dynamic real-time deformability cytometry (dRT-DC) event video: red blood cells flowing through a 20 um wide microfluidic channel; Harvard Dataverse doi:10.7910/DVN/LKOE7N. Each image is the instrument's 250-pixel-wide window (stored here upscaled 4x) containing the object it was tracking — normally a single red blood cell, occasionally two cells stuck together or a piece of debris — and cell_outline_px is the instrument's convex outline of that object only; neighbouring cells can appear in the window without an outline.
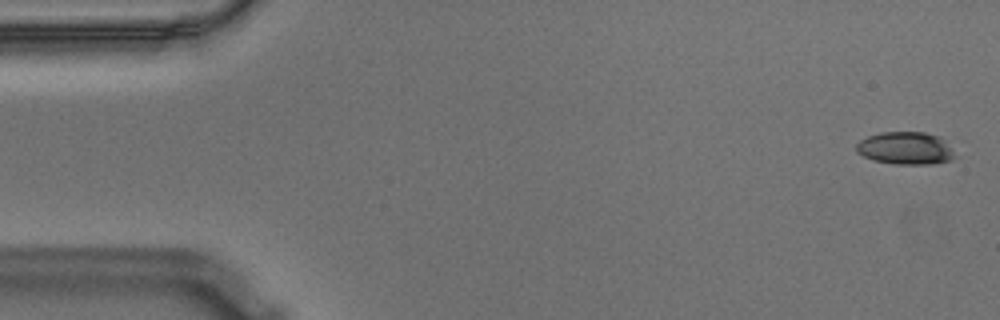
{"species": "Egyptian fruit bat (a non-hibernating species)", "species_latin": "Rousettus aegyptiacus", "temperature_condition": "warm", "stored_images_in_passage": 30, "camera_frame_rate_fps": 3000, "um_per_image_px": 0.085, "animal": {"sex": "male"}, "frame": {"image": 1, "passage_image": 2, "time_ms": 0.333, "image_size_px": [1000, 320], "cell_outline_px": [[960, 156], [952, 160], [932, 164], [892, 164], [872, 160], [856, 152], [856, 144], [860, 140], [868, 136], [880, 132], [924, 132], [940, 136], [956, 144]], "centroid_in_image_um": [77.13, 12.6], "position_along_channel_um": 7.9, "area_um2": 19.71}}
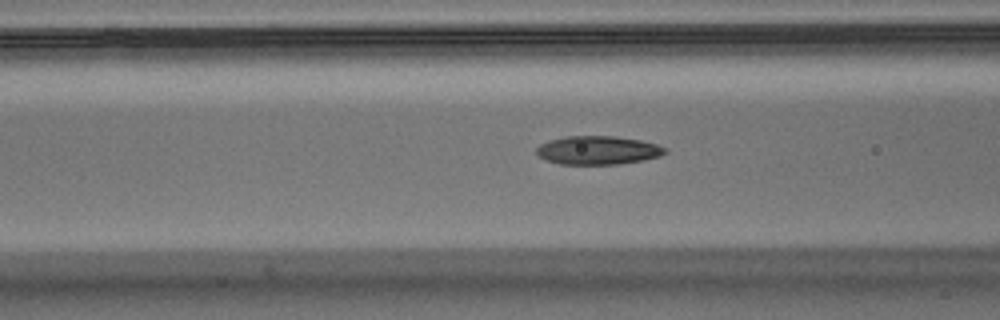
{"frame": {"image": 2, "passage_image": 22, "time_ms": 7.0, "image_size_px": [1000, 320], "cell_outline_px": [[668, 152], [660, 156], [644, 160], [620, 164], [560, 164], [544, 160], [536, 152], [536, 148], [540, 144], [548, 140], [564, 136], [616, 136], [640, 140], [656, 144], [668, 148]], "centroid_in_image_um": [50.83, 12.77], "position_along_channel_um": 115.8, "area_um2": 21.62}}
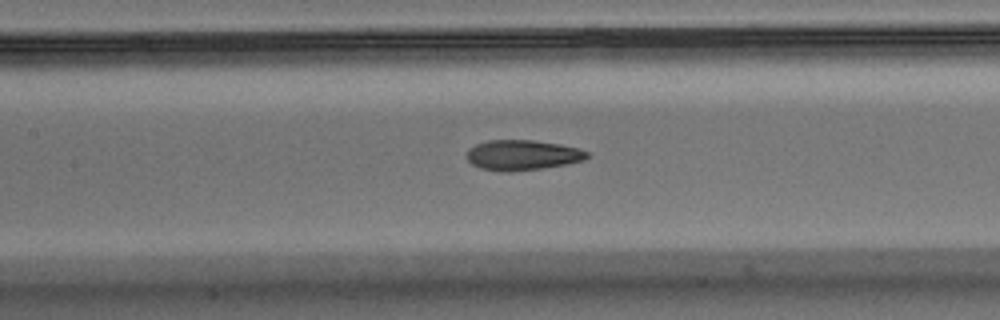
{"frame": {"image": 3, "passage_image": 26, "time_ms": 8.333, "image_size_px": [1000, 320], "cell_outline_px": [[588, 156], [584, 160], [568, 164], [544, 168], [512, 172], [496, 172], [480, 168], [472, 164], [468, 160], [468, 148], [476, 144], [488, 140], [532, 140], [560, 144], [580, 148], [588, 152]], "centroid_in_image_um": [44.41, 13.19], "position_along_channel_um": 163.0, "area_um2": 21.44}}